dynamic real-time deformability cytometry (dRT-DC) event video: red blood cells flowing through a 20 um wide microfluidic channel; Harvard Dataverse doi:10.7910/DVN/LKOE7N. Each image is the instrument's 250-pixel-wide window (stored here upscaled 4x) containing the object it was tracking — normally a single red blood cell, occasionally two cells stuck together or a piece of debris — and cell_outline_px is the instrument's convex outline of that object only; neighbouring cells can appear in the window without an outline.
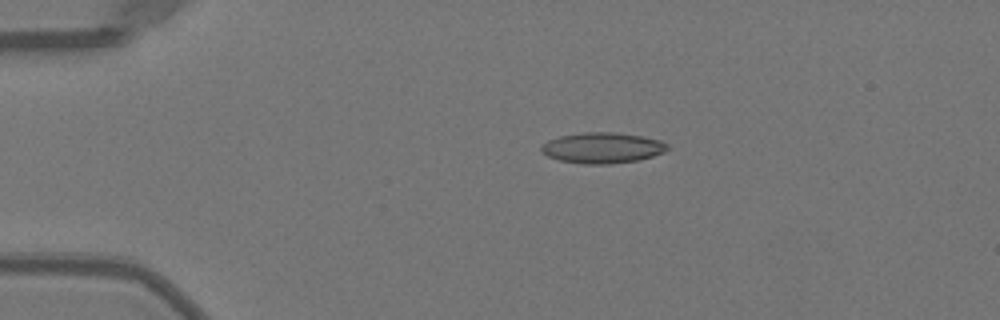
{"species": "Egyptian fruit bat (a non-hibernating species)", "species_latin": "Rousettus aegyptiacus", "temperature_condition": "warm", "stored_images_in_passage": 6, "camera_frame_rate_fps": 3000, "um_per_image_px": 0.085, "animal": {"sex": "female"}, "frame": {"image": 1, "passage_image": 1, "time_ms": 0.0, "image_size_px": [1000, 320], "cell_outline_px": [[668, 148], [664, 152], [640, 160], [608, 164], [584, 164], [560, 160], [548, 156], [540, 148], [548, 140], [560, 136], [584, 132], [612, 132], [640, 136], [660, 140], [668, 144]], "centroid_in_image_um": [51.22, 12.57], "position_along_channel_um": 33.8, "area_um2": 22.37}}